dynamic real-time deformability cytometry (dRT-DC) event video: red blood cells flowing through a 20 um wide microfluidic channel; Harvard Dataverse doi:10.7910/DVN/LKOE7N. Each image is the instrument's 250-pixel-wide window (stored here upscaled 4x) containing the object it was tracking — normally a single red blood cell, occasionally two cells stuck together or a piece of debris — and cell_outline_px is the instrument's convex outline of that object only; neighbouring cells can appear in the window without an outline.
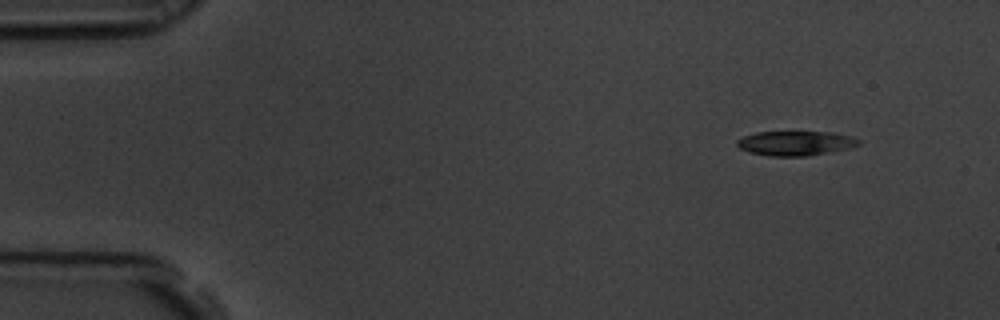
{"species": "common noctule bat (a hibernating species)", "species_latin": "Nyctalus noctula", "temperature_condition": "room temperature", "stored_images_in_passage": 4, "camera_frame_rate_fps": 3000, "um_per_image_px": 0.085, "animal": {"sex": "male", "body_mass_g": 19.5, "forearm_length_mm": 54.6}, "frame": {"image": 1, "passage_image": 1, "time_ms": 0.0, "image_size_px": [1000, 320], "cell_outline_px": [[860, 144], [848, 148], [808, 156], [768, 156], [748, 152], [740, 148], [736, 144], [736, 140], [744, 136], [756, 132], [832, 132], [852, 136], [860, 140]], "centroid_in_image_um": [67.6, 12.17], "position_along_channel_um": 17.4, "area_um2": 17.4}}
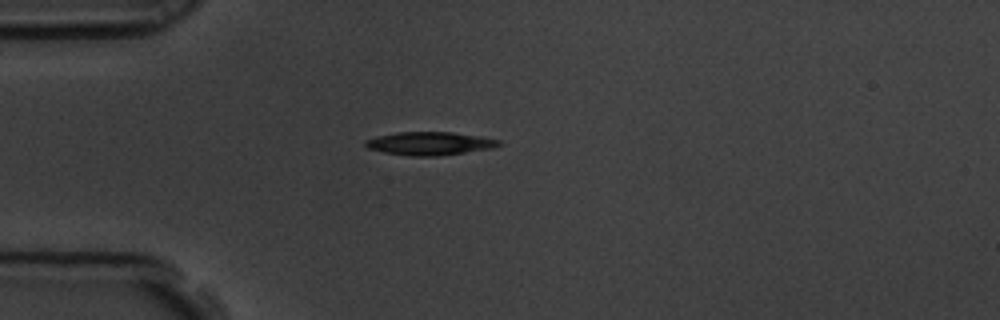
{"frame": {"image": 2, "passage_image": 4, "time_ms": 1.0, "image_size_px": [1000, 320], "cell_outline_px": [[500, 144], [492, 148], [440, 156], [408, 156], [384, 152], [368, 148], [364, 144], [364, 140], [376, 136], [396, 132], [452, 132], [480, 136], [500, 140]], "centroid_in_image_um": [36.49, 12.19], "position_along_channel_um": 48.5, "area_um2": 18.09}}